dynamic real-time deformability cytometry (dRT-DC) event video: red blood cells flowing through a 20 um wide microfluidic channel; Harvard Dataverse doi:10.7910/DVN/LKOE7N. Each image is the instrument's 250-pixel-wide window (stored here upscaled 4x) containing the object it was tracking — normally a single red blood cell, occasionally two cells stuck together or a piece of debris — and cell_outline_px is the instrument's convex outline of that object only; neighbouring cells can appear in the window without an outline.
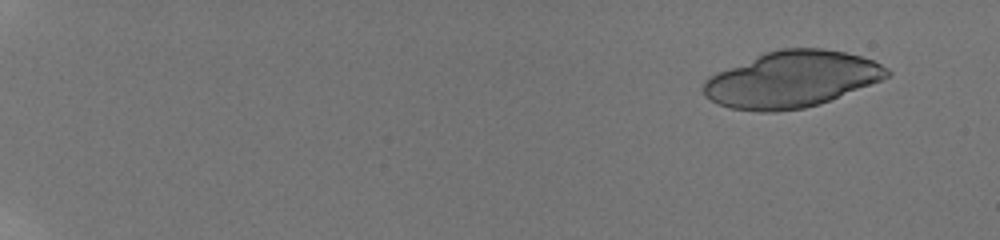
{"species": "human", "species_latin": "Homo sapiens", "temperature_condition": "room temperature", "stored_images_in_passage": 35, "camera_frame_rate_fps": 3000, "um_per_image_px": 0.085, "donor": {"sex": "male"}, "frame": {"image": 1, "passage_image": 7, "time_ms": 1.667, "image_size_px": [1000, 240], "cell_outline_px": [[892, 72], [888, 76], [880, 80], [820, 104], [804, 108], [776, 112], [756, 112], [732, 108], [716, 104], [704, 96], [704, 80], [708, 76], [764, 52], [780, 48], [824, 48], [844, 52], [860, 56], [872, 60], [888, 68]], "centroid_in_image_um": [67.26, 6.75], "position_along_channel_um": 17.7, "area_um2": 60.11}}